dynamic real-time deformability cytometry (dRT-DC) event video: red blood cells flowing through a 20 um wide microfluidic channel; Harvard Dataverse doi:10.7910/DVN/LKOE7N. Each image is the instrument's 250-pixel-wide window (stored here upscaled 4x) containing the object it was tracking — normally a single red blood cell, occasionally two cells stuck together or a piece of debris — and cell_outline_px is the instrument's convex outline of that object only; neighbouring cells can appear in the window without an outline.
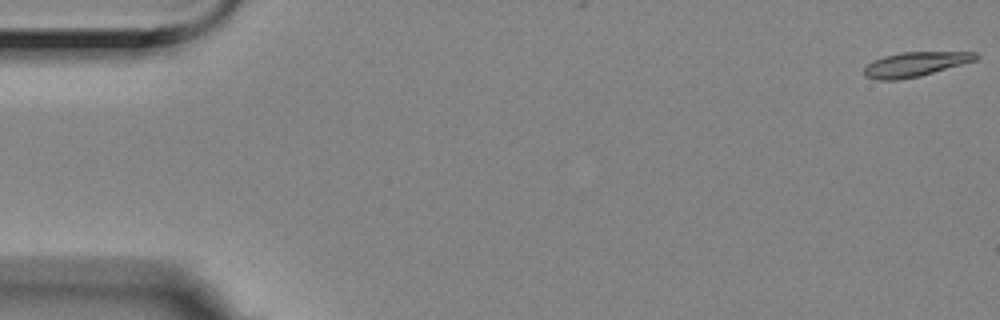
{"species": "Egyptian fruit bat (a non-hibernating species)", "species_latin": "Rousettus aegyptiacus", "temperature_condition": "room temperature", "stored_images_in_passage": 13, "camera_frame_rate_fps": 3000, "um_per_image_px": 0.085, "animal": {"sex": "female"}, "frame": {"image": 1, "passage_image": 1, "time_ms": 0.0, "image_size_px": [1000, 320], "cell_outline_px": [[980, 56], [976, 60], [920, 76], [896, 80], [876, 80], [864, 76], [864, 68], [872, 60], [884, 56], [900, 52], [976, 52]], "centroid_in_image_um": [77.76, 5.46], "position_along_channel_um": 7.2, "area_um2": 15.95}}
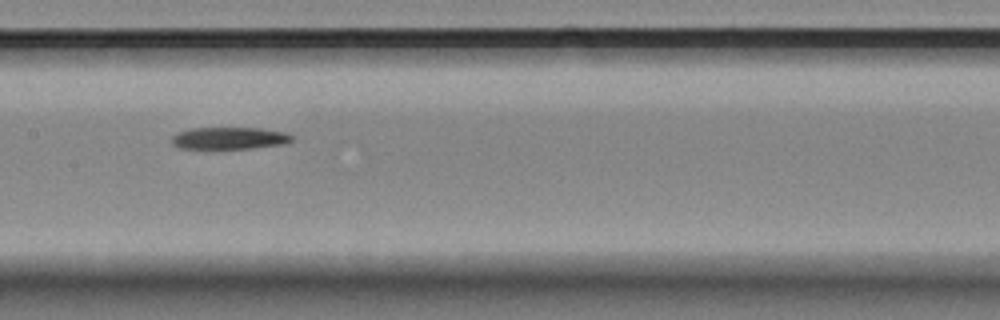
{"frame": {"image": 2, "passage_image": 8, "time_ms": 2.333, "image_size_px": [1000, 320], "cell_outline_px": [[292, 140], [280, 144], [252, 148], [180, 148], [172, 144], [172, 136], [176, 132], [188, 128], [260, 128], [288, 132], [292, 136]], "centroid_in_image_um": [19.46, 11.73], "position_along_channel_um": 187.9, "area_um2": 15.37}}
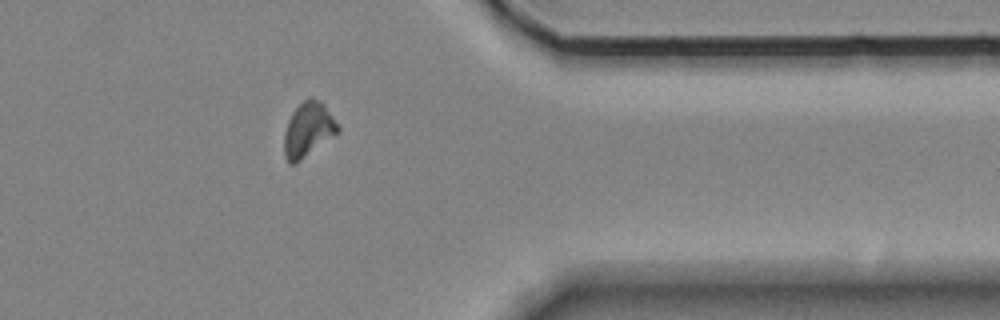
{"frame": {"image": 3, "passage_image": 13, "time_ms": 4.0, "image_size_px": [1000, 320], "cell_outline_px": [[340, 132], [296, 164], [288, 164], [284, 156], [284, 132], [288, 120], [292, 112], [308, 96], [312, 96], [320, 100], [324, 104], [340, 128]], "centroid_in_image_um": [26.19, 11.03], "position_along_channel_um": 385.2, "area_um2": 17.34}}